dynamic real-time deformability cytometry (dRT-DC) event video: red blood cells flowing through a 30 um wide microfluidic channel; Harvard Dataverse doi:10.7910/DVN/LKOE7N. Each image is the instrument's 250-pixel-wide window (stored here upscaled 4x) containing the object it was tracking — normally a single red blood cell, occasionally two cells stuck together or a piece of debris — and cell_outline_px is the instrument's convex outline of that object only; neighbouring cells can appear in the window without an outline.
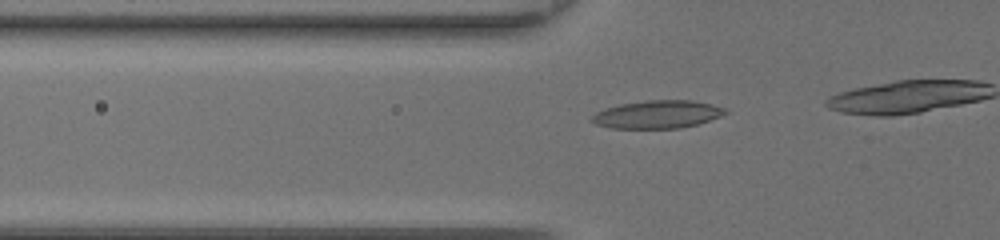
{"species": "common noctule bat (a hibernating species)", "species_latin": "Nyctalus noctula", "temperature_condition": "room temperature", "stored_images_in_passage": 26, "camera_frame_rate_fps": 3000, "um_per_image_px": 0.085, "animal": {"sex": "female", "body_mass_g": 20.0, "forearm_length_mm": 54.0}, "frame": {"image": 1, "passage_image": 15, "time_ms": 4.667, "image_size_px": [1000, 240], "cell_outline_px": [[732, 112], [700, 124], [680, 128], [612, 128], [596, 124], [588, 120], [596, 112], [604, 108], [620, 104], [648, 100], [692, 100], [712, 104], [728, 108]], "centroid_in_image_um": [55.94, 9.72], "position_along_channel_um": 69.9, "area_um2": 22.08}}
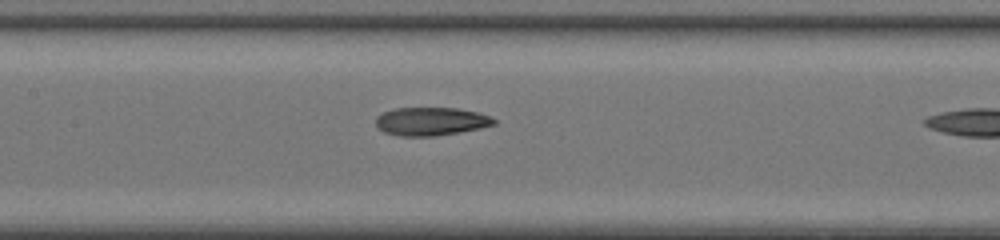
{"frame": {"image": 2, "passage_image": 22, "time_ms": 7.0, "image_size_px": [1000, 240], "cell_outline_px": [[496, 124], [480, 128], [460, 132], [436, 136], [400, 136], [384, 132], [376, 128], [376, 116], [392, 108], [460, 108], [480, 112], [496, 120]], "centroid_in_image_um": [36.62, 10.31], "position_along_channel_um": 170.8, "area_um2": 19.65}}
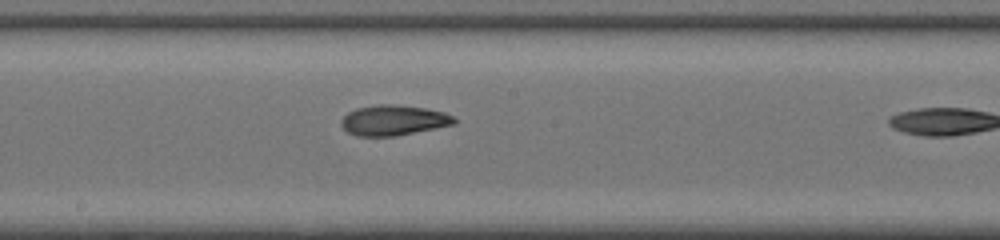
{"frame": {"image": 3, "passage_image": 25, "time_ms": 8.0, "image_size_px": [1000, 240], "cell_outline_px": [[456, 124], [396, 136], [356, 136], [348, 132], [340, 124], [340, 120], [348, 112], [356, 108], [380, 104], [396, 104], [424, 108], [444, 112], [452, 116], [456, 120]], "centroid_in_image_um": [33.43, 10.22], "position_along_channel_um": 214.8, "area_um2": 20.0}}